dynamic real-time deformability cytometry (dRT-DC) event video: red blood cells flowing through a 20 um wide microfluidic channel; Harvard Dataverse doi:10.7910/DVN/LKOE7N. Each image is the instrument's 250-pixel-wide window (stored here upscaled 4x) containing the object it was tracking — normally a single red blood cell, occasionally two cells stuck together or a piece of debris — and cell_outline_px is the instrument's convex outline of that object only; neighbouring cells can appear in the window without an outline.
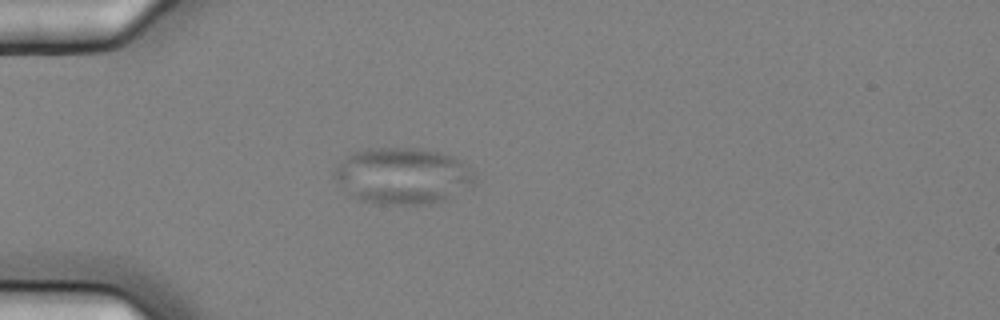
{"species": "common noctule bat (a hibernating species)", "species_latin": "Nyctalus noctula", "temperature_condition": "cold", "stored_images_in_passage": 1, "camera_frame_rate_fps": 3000, "um_per_image_px": 0.085, "animal": {"sex": "female", "body_mass_g": 25.1}, "frame": {"image": 1, "passage_image": 1, "time_ms": 0.0, "image_size_px": [1000, 320], "cell_outline_px": [[476, 176], [472, 184], [444, 200], [420, 204], [380, 204], [360, 200], [348, 196], [332, 176], [336, 168], [348, 156], [356, 152], [368, 148], [424, 148], [444, 152], [468, 164], [472, 168]], "centroid_in_image_um": [34.23, 14.94], "position_along_channel_um": 50.8, "area_um2": 46.24}}